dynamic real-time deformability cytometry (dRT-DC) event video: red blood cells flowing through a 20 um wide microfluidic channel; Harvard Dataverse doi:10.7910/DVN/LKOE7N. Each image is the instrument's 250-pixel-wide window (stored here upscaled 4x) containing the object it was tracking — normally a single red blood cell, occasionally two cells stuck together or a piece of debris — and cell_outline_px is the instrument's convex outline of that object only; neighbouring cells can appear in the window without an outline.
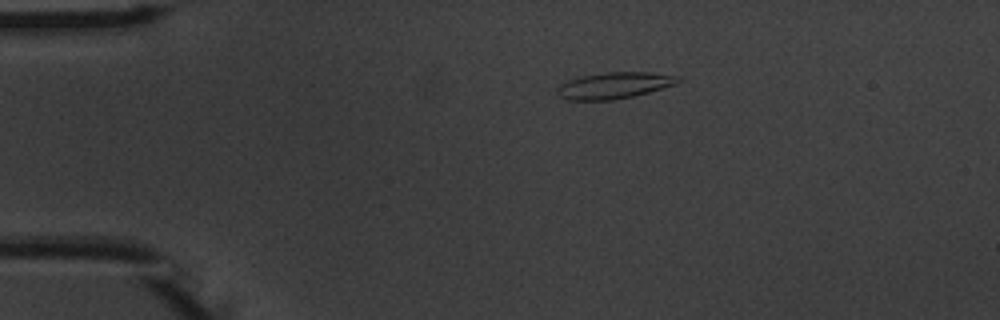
{"species": "common noctule bat (a hibernating species)", "species_latin": "Nyctalus noctula", "temperature_condition": "warm", "stored_images_in_passage": 4, "camera_frame_rate_fps": 3000, "um_per_image_px": 0.085, "animal": {"sex": "male", "body_mass_g": 20.1, "forearm_length_mm": 53.5}, "frame": {"image": 1, "passage_image": 1, "time_ms": 0.0, "image_size_px": [1000, 320], "cell_outline_px": [[680, 80], [676, 84], [648, 92], [632, 96], [612, 100], [568, 100], [560, 96], [556, 92], [556, 88], [560, 84], [568, 80], [580, 76], [604, 72], [648, 72], [680, 76]], "centroid_in_image_um": [52.18, 7.25], "position_along_channel_um": 32.8, "area_um2": 18.55}}
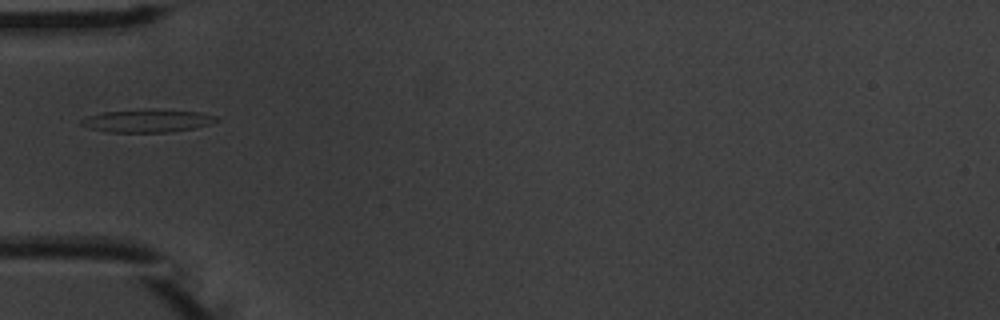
{"frame": {"image": 2, "passage_image": 3, "time_ms": 2.333, "image_size_px": [1000, 320], "cell_outline_px": [[220, 120], [208, 124], [192, 128], [172, 132], [108, 132], [88, 128], [80, 124], [80, 120], [88, 116], [104, 112], [140, 108], [156, 108], [200, 112], [216, 116]], "centroid_in_image_um": [12.51, 10.24], "position_along_channel_um": 72.5, "area_um2": 18.38}}